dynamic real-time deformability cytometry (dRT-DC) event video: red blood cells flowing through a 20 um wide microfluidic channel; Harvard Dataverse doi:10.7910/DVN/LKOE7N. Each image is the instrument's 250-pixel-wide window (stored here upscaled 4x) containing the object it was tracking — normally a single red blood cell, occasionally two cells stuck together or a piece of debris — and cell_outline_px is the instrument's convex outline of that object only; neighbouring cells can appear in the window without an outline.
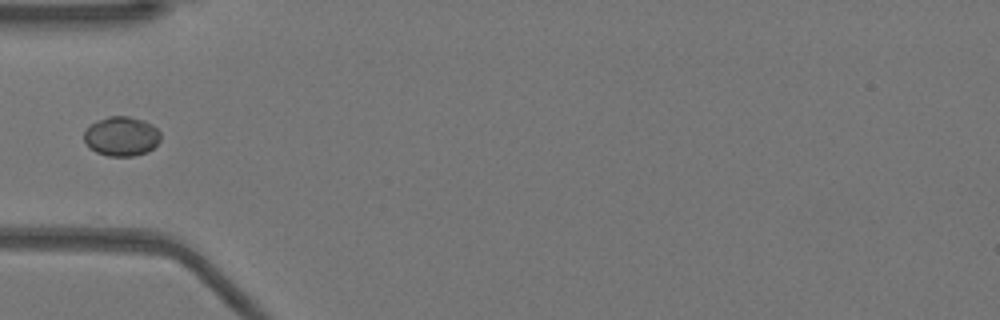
{"species": "Egyptian fruit bat (a non-hibernating species)", "species_latin": "Rousettus aegyptiacus", "temperature_condition": "warm", "stored_images_in_passage": 26, "camera_frame_rate_fps": 3000, "um_per_image_px": 0.085, "animal": {"sex": "female"}, "frame": {"image": 1, "passage_image": 1, "time_ms": 0.0, "image_size_px": [1000, 320], "cell_outline_px": [[160, 140], [148, 152], [132, 156], [108, 156], [96, 152], [84, 140], [84, 132], [96, 120], [108, 116], [128, 116], [144, 120], [152, 124], [160, 132]], "centroid_in_image_um": [10.34, 11.57], "position_along_channel_um": 74.7, "area_um2": 17.51}}
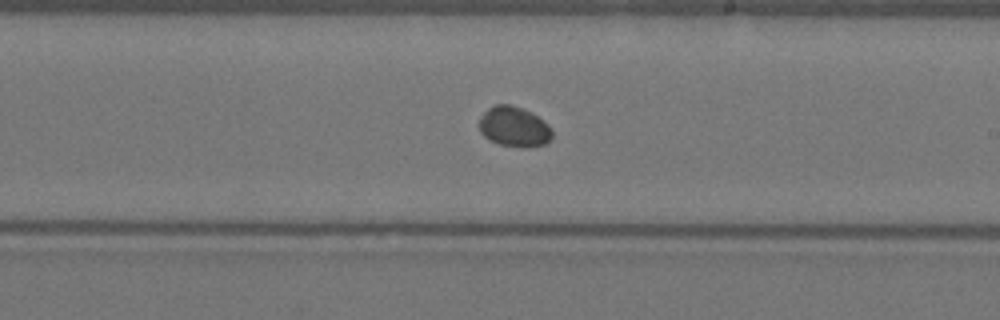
{"frame": {"image": 2, "passage_image": 14, "time_ms": 4.333, "image_size_px": [1000, 320], "cell_outline_px": [[552, 140], [544, 144], [524, 148], [500, 144], [484, 136], [480, 132], [480, 116], [488, 108], [496, 104], [512, 104], [536, 116], [548, 124], [552, 132]], "centroid_in_image_um": [43.7, 10.78], "position_along_channel_um": 245.3, "area_um2": 16.88}}
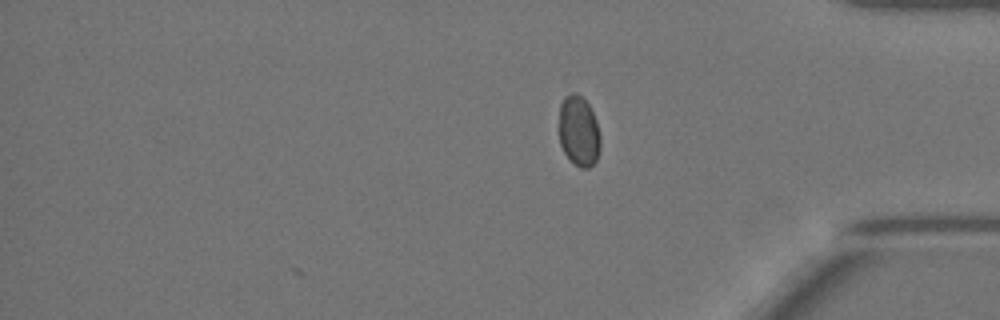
{"frame": {"image": 3, "passage_image": 26, "time_ms": 8.333, "image_size_px": [1000, 320], "cell_outline_px": [[600, 148], [596, 160], [588, 168], [580, 168], [564, 152], [560, 144], [560, 104], [564, 96], [572, 92], [576, 92], [588, 104], [596, 120], [600, 136]], "centroid_in_image_um": [49.2, 11.13], "position_along_channel_um": 386.0, "area_um2": 16.76}}